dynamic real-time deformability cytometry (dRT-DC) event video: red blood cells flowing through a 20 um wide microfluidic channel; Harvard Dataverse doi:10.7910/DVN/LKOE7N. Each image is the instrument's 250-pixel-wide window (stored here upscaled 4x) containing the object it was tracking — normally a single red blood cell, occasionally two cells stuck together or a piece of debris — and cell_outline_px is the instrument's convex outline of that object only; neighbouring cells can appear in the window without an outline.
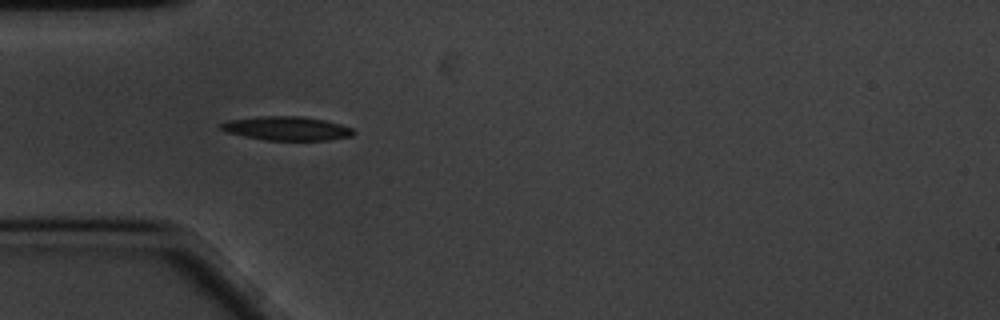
{"species": "common noctule bat (a hibernating species)", "species_latin": "Nyctalus noctula", "temperature_condition": "cold", "stored_images_in_passage": 21, "camera_frame_rate_fps": 3000, "um_per_image_px": 0.085, "animal": {"sex": "male", "body_mass_g": 20.1, "forearm_length_mm": 53.5}, "frame": {"image": 1, "passage_image": 1, "time_ms": 0.0, "image_size_px": [1000, 320], "cell_outline_px": [[356, 132], [352, 136], [328, 140], [264, 140], [244, 136], [228, 132], [220, 128], [220, 124], [228, 120], [260, 116], [300, 116], [324, 120], [340, 124], [352, 128]], "centroid_in_image_um": [24.39, 10.91], "position_along_channel_um": 60.6, "area_um2": 18.38}}
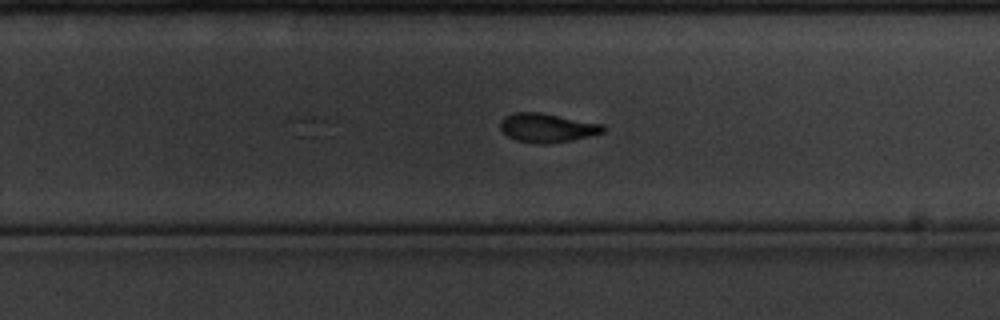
{"frame": {"image": 2, "passage_image": 21, "time_ms": 6.667, "image_size_px": [1000, 320], "cell_outline_px": [[604, 132], [572, 140], [548, 144], [536, 144], [516, 140], [508, 136], [500, 128], [500, 120], [504, 116], [512, 112], [540, 112], [604, 124]], "centroid_in_image_um": [46.48, 10.86], "position_along_channel_um": 283.3, "area_um2": 17.46}}